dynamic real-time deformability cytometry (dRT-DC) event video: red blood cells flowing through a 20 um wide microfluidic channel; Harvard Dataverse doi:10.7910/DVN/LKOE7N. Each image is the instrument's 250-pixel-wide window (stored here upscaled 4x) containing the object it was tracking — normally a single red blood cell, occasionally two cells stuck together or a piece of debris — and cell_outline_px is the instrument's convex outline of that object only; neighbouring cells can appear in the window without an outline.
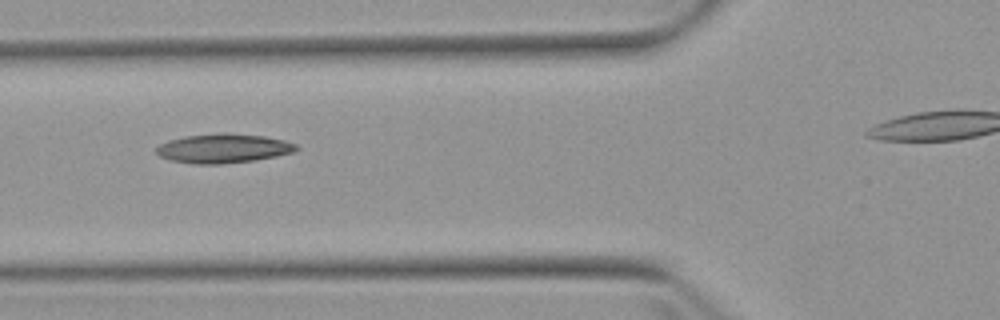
{"species": "Egyptian fruit bat (a non-hibernating species)", "species_latin": "Rousettus aegyptiacus", "temperature_condition": "warm", "stored_images_in_passage": 6, "camera_frame_rate_fps": 3000, "um_per_image_px": 0.085, "animal": {"sex": "female"}, "frame": {"image": 1, "passage_image": 4, "time_ms": 4.333, "image_size_px": [1000, 320], "cell_outline_px": [[300, 148], [296, 152], [256, 160], [220, 164], [196, 164], [172, 160], [160, 156], [156, 152], [156, 148], [160, 144], [168, 140], [184, 136], [224, 132], [228, 132], [264, 136], [284, 140], [296, 144]], "centroid_in_image_um": [19.02, 12.6], "position_along_channel_um": 106.8, "area_um2": 23.99}}
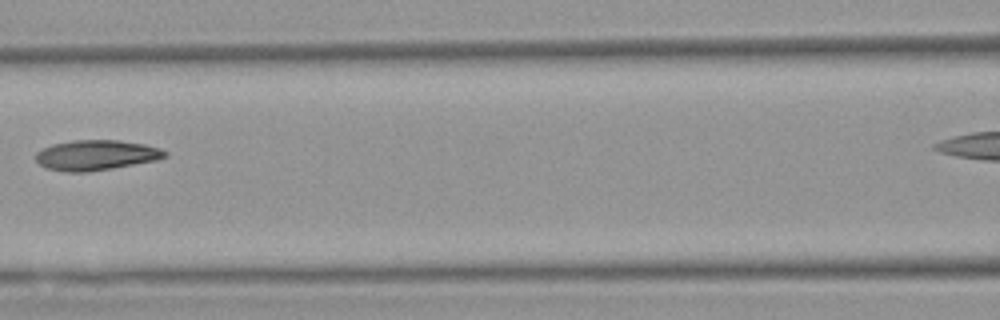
{"frame": {"image": 2, "passage_image": 5, "time_ms": 5.667, "image_size_px": [1000, 320], "cell_outline_px": [[168, 156], [156, 160], [112, 168], [88, 172], [64, 172], [48, 168], [40, 164], [36, 160], [36, 152], [52, 144], [72, 140], [120, 140], [144, 144], [160, 148], [168, 152]], "centroid_in_image_um": [8.18, 13.18], "position_along_channel_um": 158.4, "area_um2": 22.72}}
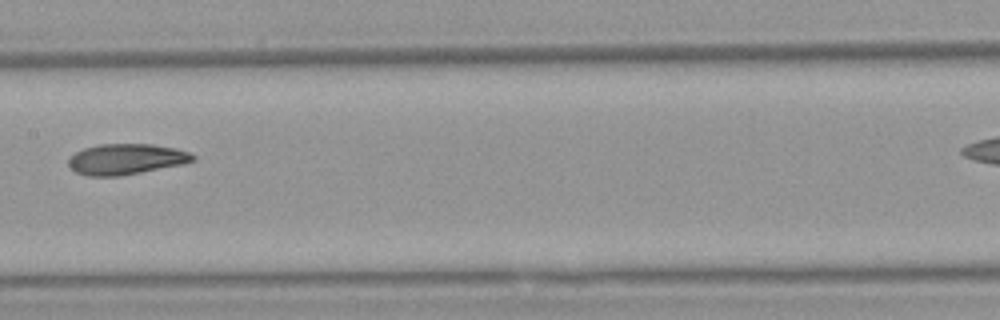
{"frame": {"image": 3, "passage_image": 6, "time_ms": 6.667, "image_size_px": [1000, 320], "cell_outline_px": [[196, 160], [184, 164], [120, 176], [88, 176], [76, 172], [68, 164], [68, 156], [84, 148], [100, 144], [152, 144], [176, 148], [188, 152], [196, 156]], "centroid_in_image_um": [10.73, 13.52], "position_along_channel_um": 196.7, "area_um2": 22.37}}